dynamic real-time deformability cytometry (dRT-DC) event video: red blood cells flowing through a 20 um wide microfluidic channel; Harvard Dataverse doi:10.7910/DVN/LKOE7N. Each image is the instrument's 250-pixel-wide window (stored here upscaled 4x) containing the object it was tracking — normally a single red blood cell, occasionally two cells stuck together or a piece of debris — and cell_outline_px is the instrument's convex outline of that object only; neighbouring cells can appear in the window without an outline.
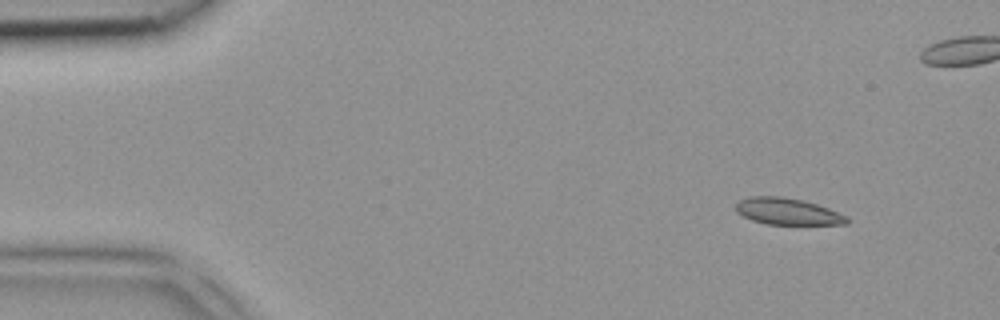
{"species": "common noctule bat (a hibernating species)", "species_latin": "Nyctalus noctula", "temperature_condition": "room temperature", "stored_images_in_passage": 6, "camera_frame_rate_fps": 3000, "um_per_image_px": 0.085, "animal": {"sex": "female", "body_mass_g": 18.4}, "frame": {"image": 1, "passage_image": 1, "time_ms": 0.0, "image_size_px": [1000, 320], "cell_outline_px": [[852, 220], [848, 224], [768, 224], [752, 220], [736, 212], [736, 204], [740, 200], [748, 196], [780, 196], [804, 200], [828, 208], [848, 216]], "centroid_in_image_um": [66.97, 17.97], "position_along_channel_um": 18.0, "area_um2": 17.28}}